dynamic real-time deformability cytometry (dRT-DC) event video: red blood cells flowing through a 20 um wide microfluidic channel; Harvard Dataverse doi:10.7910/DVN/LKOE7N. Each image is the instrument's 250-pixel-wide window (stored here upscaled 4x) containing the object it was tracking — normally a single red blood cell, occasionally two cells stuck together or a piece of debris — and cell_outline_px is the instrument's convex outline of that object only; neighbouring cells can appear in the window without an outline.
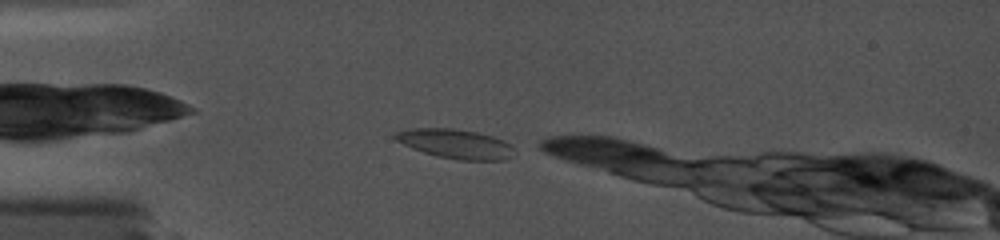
{"species": "common noctule bat (a hibernating species)", "species_latin": "Nyctalus noctula", "temperature_condition": "cold", "stored_images_in_passage": 7, "camera_frame_rate_fps": 5000, "um_per_image_px": 0.085, "animal": {"sex": "female", "body_mass_g": 19.0, "forearm_length_mm": 56.7}, "frame": {"image": 1, "passage_image": 1, "time_ms": 0.0, "image_size_px": [1000, 240], "cell_outline_px": [[512, 148], [508, 156], [504, 160], [460, 160], [436, 156], [412, 148], [396, 140], [392, 136], [396, 132], [408, 128], [452, 128], [476, 132], [492, 136], [504, 140], [512, 144]], "centroid_in_image_um": [38.67, 12.21], "position_along_channel_um": 46.3, "area_um2": 20.17}}